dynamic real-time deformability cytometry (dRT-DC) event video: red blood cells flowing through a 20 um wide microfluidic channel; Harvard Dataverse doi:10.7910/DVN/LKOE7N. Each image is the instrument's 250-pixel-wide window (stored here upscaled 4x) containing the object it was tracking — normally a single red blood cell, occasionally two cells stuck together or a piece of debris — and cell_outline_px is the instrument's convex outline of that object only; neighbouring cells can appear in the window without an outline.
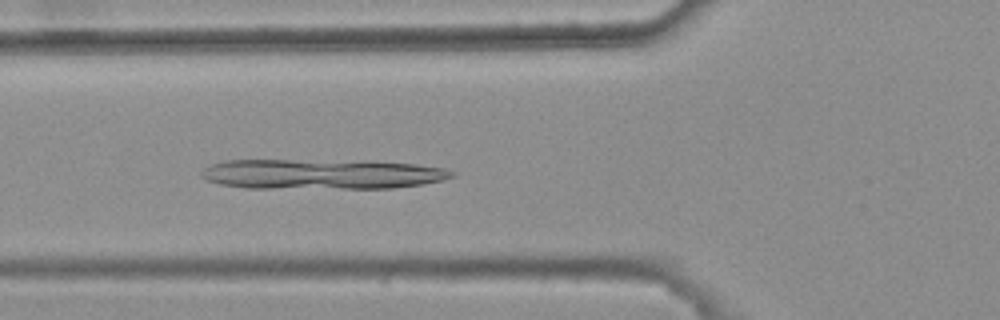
{"species": "common noctule bat (a hibernating species)", "species_latin": "Nyctalus noctula", "temperature_condition": "warm", "stored_images_in_passage": 5, "camera_frame_rate_fps": 3000, "um_per_image_px": 0.085, "animal": {"sex": "female", "body_mass_g": 25.1}, "frame": {"image": 1, "passage_image": 5, "time_ms": 1.333, "image_size_px": [1000, 320], "cell_outline_px": [[456, 176], [444, 180], [424, 184], [392, 188], [244, 188], [220, 184], [204, 180], [200, 176], [200, 172], [204, 168], [212, 164], [224, 160], [372, 160], [416, 164], [444, 168], [456, 172]], "centroid_in_image_um": [27.37, 14.79], "position_along_channel_um": 98.4, "area_um2": 44.74}}